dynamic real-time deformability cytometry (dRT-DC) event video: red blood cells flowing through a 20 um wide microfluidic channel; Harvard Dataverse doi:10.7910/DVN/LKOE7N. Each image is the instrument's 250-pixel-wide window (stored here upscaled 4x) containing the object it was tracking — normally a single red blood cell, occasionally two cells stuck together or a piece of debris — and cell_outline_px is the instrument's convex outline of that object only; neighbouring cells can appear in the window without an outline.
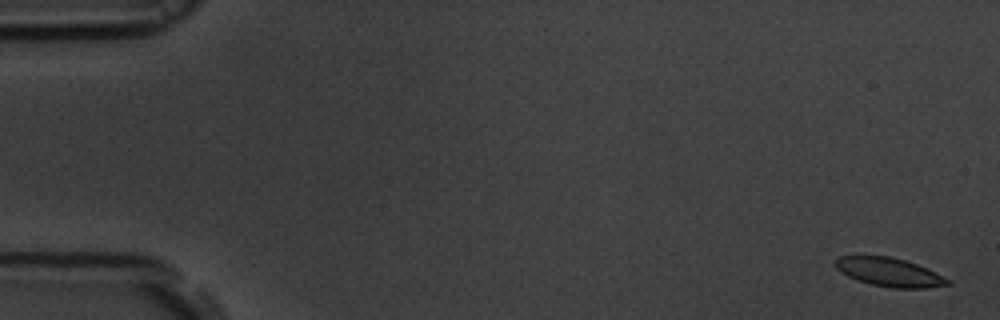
{"species": "common noctule bat (a hibernating species)", "species_latin": "Nyctalus noctula", "temperature_condition": "room temperature", "stored_images_in_passage": 53, "camera_frame_rate_fps": 3000, "um_per_image_px": 0.085, "animal": {"sex": "male", "body_mass_g": 19.5, "forearm_length_mm": 54.6}, "frame": {"image": 1, "passage_image": 1, "time_ms": 0.0, "image_size_px": [1000, 320], "cell_outline_px": [[952, 284], [928, 288], [892, 288], [872, 284], [856, 280], [840, 272], [836, 268], [836, 260], [840, 256], [856, 252], [888, 256], [904, 260], [928, 268], [952, 280]], "centroid_in_image_um": [75.56, 23.09], "position_along_channel_um": 9.4, "area_um2": 19.48}}
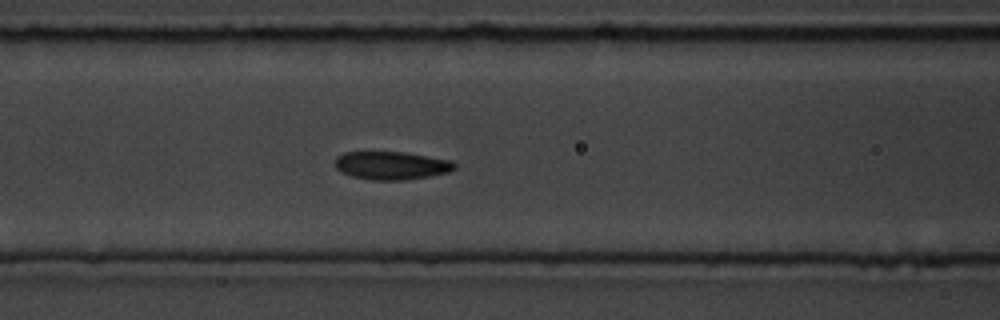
{"frame": {"image": 2, "passage_image": 22, "time_ms": 7.0, "image_size_px": [1000, 320], "cell_outline_px": [[456, 168], [448, 172], [408, 180], [372, 180], [352, 176], [340, 172], [336, 168], [336, 156], [344, 152], [404, 152], [452, 160], [456, 164]], "centroid_in_image_um": [33.28, 14.07], "position_along_channel_um": 133.3, "area_um2": 19.65}}
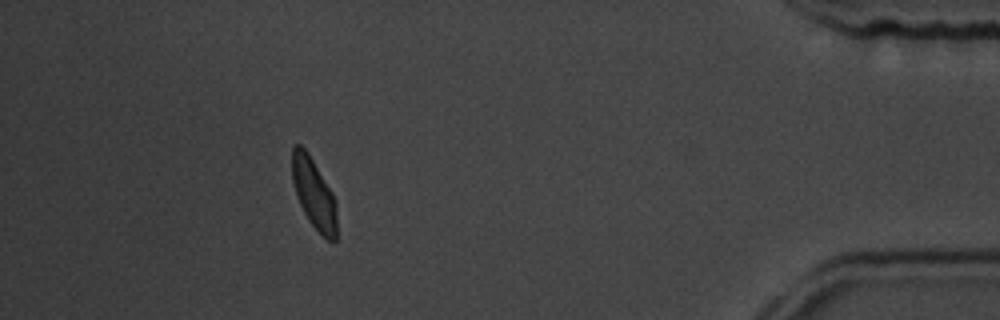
{"frame": {"image": 3, "passage_image": 48, "time_ms": 15.667, "image_size_px": [1000, 320], "cell_outline_px": [[336, 240], [332, 244], [308, 220], [296, 196], [292, 180], [292, 148], [296, 144], [300, 144], [308, 152], [332, 192], [336, 200]], "centroid_in_image_um": [26.67, 16.44], "position_along_channel_um": 408.5, "area_um2": 18.26}, "authors_computed_cell_mechanics": {"area_um2": 19.7676, "velocity_mm_per_s": 3.8046, "shape_relaxation_time_tau1_ms": 3.7004, "shape_relaxation_time_tau2_ms": 2.7378, "deformation_change_tau1": 0.0994, "deformation_change_tau2": 0.0572}}